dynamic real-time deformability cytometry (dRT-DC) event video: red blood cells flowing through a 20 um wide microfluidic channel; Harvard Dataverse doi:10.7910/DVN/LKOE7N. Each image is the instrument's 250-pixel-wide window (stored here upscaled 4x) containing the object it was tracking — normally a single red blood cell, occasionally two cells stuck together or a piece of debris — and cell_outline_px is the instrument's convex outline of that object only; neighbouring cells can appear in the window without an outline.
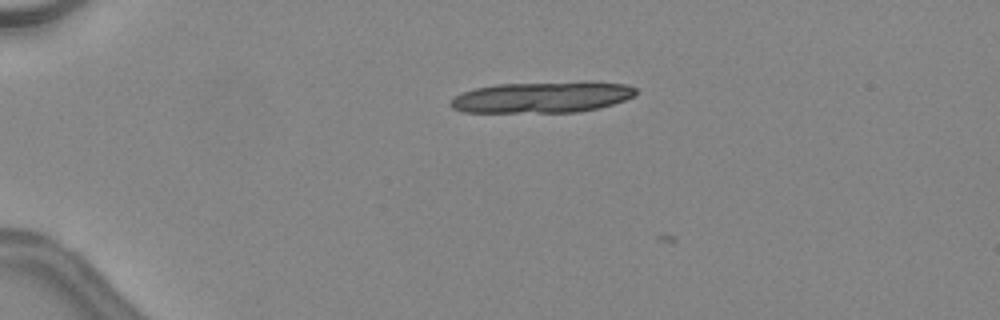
{"species": "common noctule bat (a hibernating species)", "species_latin": "Nyctalus noctula", "temperature_condition": "warm", "stored_images_in_passage": 4, "camera_frame_rate_fps": 3000, "um_per_image_px": 0.085, "animal": {"sex": "female", "body_mass_g": 24.6, "forearm_length_mm": 56.2}, "frame": {"image": 1, "passage_image": 3, "time_ms": 0.667, "image_size_px": [1000, 320], "cell_outline_px": [[636, 96], [600, 108], [580, 112], [464, 112], [452, 108], [448, 104], [452, 96], [460, 92], [476, 88], [496, 84], [580, 80], [588, 80], [628, 84], [636, 88]], "centroid_in_image_um": [46.11, 8.23], "position_along_channel_um": 38.9, "area_um2": 34.68}}